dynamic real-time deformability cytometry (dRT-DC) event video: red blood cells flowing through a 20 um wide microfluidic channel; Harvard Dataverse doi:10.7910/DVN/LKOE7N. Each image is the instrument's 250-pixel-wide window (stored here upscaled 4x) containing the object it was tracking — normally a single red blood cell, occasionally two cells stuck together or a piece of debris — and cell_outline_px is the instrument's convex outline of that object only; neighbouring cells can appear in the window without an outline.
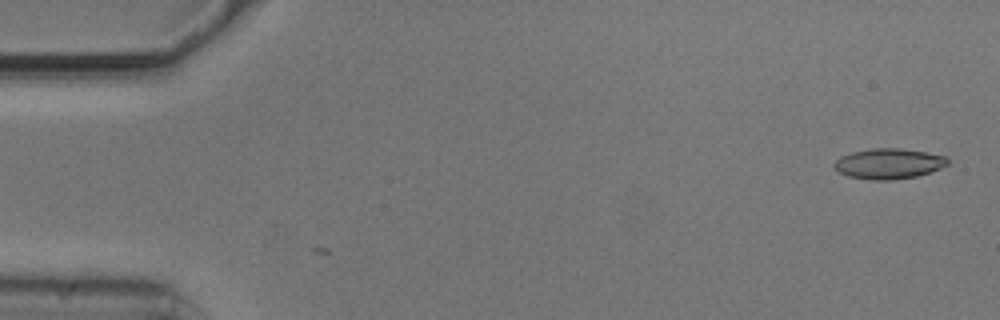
{"species": "common noctule bat (a hibernating species)", "species_latin": "Nyctalus noctula", "temperature_condition": "cold", "stored_images_in_passage": 4, "camera_frame_rate_fps": 3000, "um_per_image_px": 0.085, "animal": {"sex": "male", "body_mass_g": 20.5, "forearm_length_mm": 52.5}, "frame": {"image": 1, "passage_image": 4, "time_ms": 1.0, "image_size_px": [1000, 320], "cell_outline_px": [[948, 164], [932, 172], [916, 176], [888, 180], [868, 180], [848, 176], [840, 172], [832, 164], [840, 156], [852, 152], [872, 148], [900, 148], [948, 156]], "centroid_in_image_um": [75.54, 13.91], "position_along_channel_um": 9.5, "area_um2": 20.11}}